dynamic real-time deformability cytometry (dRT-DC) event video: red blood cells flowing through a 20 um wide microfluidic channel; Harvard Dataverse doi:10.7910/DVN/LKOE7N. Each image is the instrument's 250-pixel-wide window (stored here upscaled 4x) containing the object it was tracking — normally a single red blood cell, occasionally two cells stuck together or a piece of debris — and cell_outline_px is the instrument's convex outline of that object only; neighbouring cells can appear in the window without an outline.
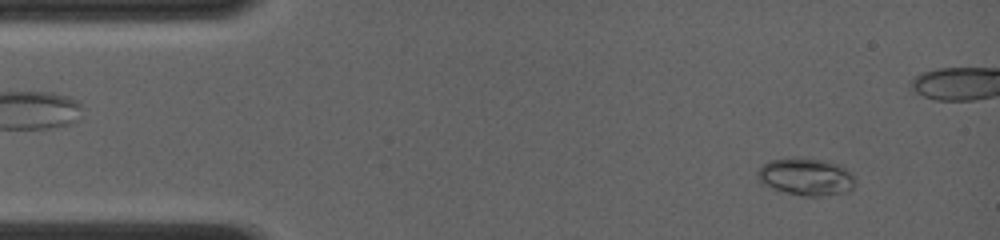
{"species": "common noctule bat (a hibernating species)", "species_latin": "Nyctalus noctula", "temperature_condition": "room temperature", "stored_images_in_passage": 56, "camera_frame_rate_fps": 4000, "um_per_image_px": 0.085, "animal": {"sex": "female", "body_mass_g": 19.0, "forearm_length_mm": 56.7}, "frame": {"image": 1, "passage_image": 1, "time_ms": 0.0, "image_size_px": [1000, 240], "cell_outline_px": [[852, 188], [848, 192], [820, 196], [804, 196], [784, 192], [764, 184], [756, 176], [756, 172], [768, 160], [800, 156], [824, 160], [840, 164], [852, 176]], "centroid_in_image_um": [68.47, 15.0], "position_along_channel_um": 16.5, "area_um2": 21.21}}
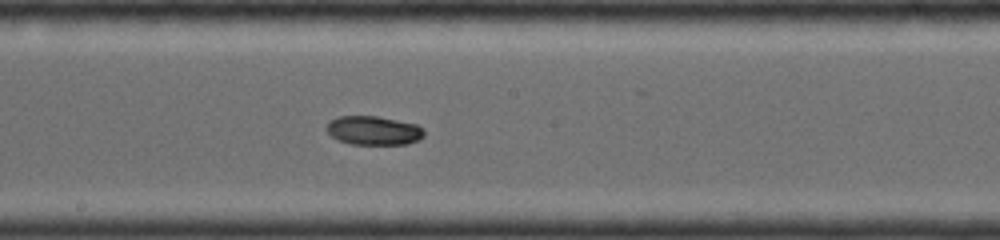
{"frame": {"image": 2, "passage_image": 28, "time_ms": 6.75, "image_size_px": [1000, 240], "cell_outline_px": [[424, 136], [420, 140], [408, 144], [352, 144], [340, 140], [332, 136], [328, 132], [328, 120], [336, 116], [376, 116], [416, 124], [424, 128]], "centroid_in_image_um": [31.79, 11.09], "position_along_channel_um": 216.4, "area_um2": 16.42}}
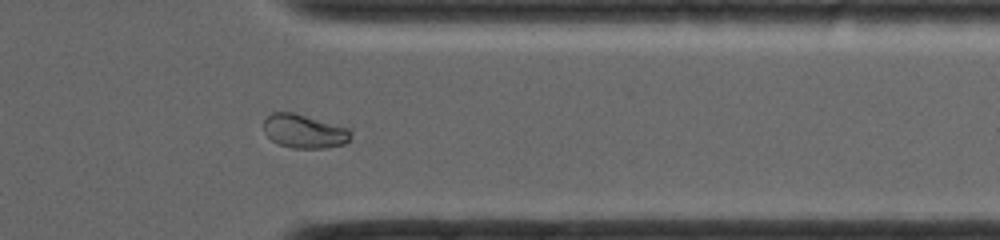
{"frame": {"image": 3, "passage_image": 44, "time_ms": 10.75, "image_size_px": [1000, 240], "cell_outline_px": [[356, 136], [352, 140], [344, 144], [324, 148], [292, 148], [276, 144], [264, 132], [264, 120], [272, 112], [292, 112], [352, 128]], "centroid_in_image_um": [25.95, 11.16], "position_along_channel_um": 385.5, "area_um2": 17.63}}